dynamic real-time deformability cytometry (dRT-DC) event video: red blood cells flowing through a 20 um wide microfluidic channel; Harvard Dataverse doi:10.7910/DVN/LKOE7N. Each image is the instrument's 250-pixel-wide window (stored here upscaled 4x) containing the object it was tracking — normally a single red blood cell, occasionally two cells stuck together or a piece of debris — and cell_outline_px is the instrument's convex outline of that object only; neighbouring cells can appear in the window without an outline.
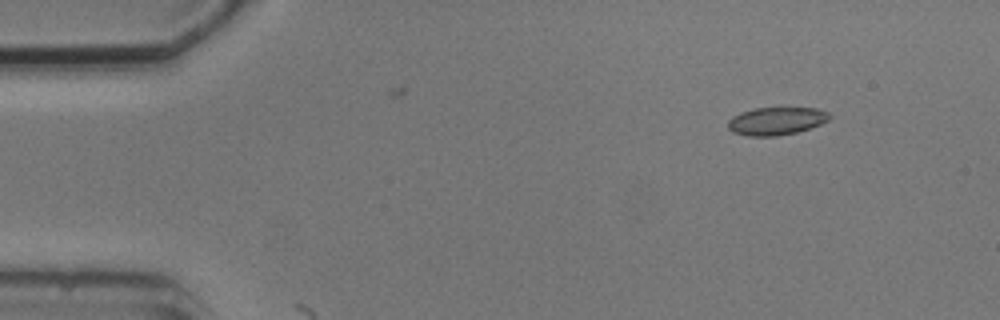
{"species": "common noctule bat (a hibernating species)", "species_latin": "Nyctalus noctula", "temperature_condition": "cold", "stored_images_in_passage": 3, "camera_frame_rate_fps": 3000, "um_per_image_px": 0.085, "animal": {"sex": "male", "body_mass_g": 20.5, "forearm_length_mm": 52.5}, "frame": {"image": 1, "passage_image": 1, "time_ms": 0.0, "image_size_px": [1000, 320], "cell_outline_px": [[832, 116], [828, 120], [820, 124], [796, 132], [776, 136], [748, 136], [732, 132], [728, 128], [728, 120], [732, 116], [740, 112], [756, 108], [816, 108], [828, 112]], "centroid_in_image_um": [65.96, 10.28], "position_along_channel_um": 19.0, "area_um2": 16.42}}